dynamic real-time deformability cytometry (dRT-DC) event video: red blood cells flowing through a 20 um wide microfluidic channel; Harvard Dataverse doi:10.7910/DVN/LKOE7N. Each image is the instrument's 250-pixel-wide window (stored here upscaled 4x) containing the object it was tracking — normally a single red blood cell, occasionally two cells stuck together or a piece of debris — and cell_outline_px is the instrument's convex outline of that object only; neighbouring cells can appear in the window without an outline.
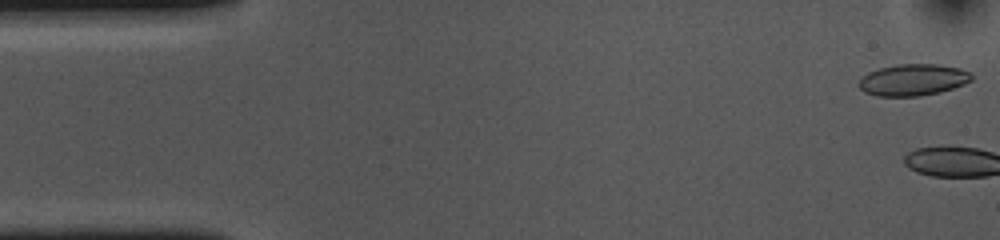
{"species": "common noctule bat (a hibernating species)", "species_latin": "Nyctalus noctula", "temperature_condition": "cold", "stored_images_in_passage": 3, "camera_frame_rate_fps": 3000, "um_per_image_px": 0.085, "animal": {"sex": "female", "body_mass_g": 10.0, "forearm_length_mm": 53.1}, "frame": {"image": 1, "passage_image": 1, "time_ms": 0.0, "image_size_px": [1000, 240], "cell_outline_px": [[972, 80], [964, 84], [940, 92], [920, 96], [876, 96], [864, 92], [860, 88], [860, 80], [868, 72], [880, 68], [900, 64], [936, 64], [960, 68], [972, 72]], "centroid_in_image_um": [77.64, 6.79], "position_along_channel_um": 7.4, "area_um2": 20.69}}